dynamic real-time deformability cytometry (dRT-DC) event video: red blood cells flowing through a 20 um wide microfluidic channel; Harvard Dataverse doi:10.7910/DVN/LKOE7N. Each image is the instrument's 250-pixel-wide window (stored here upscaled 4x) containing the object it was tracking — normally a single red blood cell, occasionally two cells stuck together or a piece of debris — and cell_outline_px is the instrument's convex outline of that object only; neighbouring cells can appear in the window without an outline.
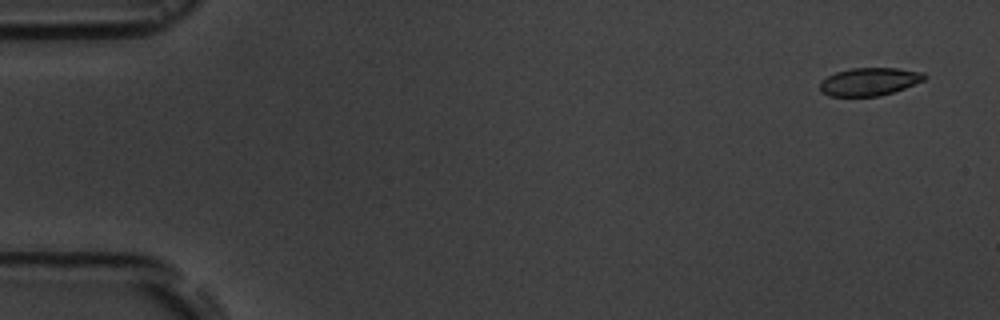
{"species": "common noctule bat (a hibernating species)", "species_latin": "Nyctalus noctula", "temperature_condition": "room temperature", "stored_images_in_passage": 5, "camera_frame_rate_fps": 3000, "um_per_image_px": 0.085, "animal": {"sex": "male", "body_mass_g": 19.5, "forearm_length_mm": 54.6}, "frame": {"image": 1, "passage_image": 1, "time_ms": 0.0, "image_size_px": [1000, 320], "cell_outline_px": [[928, 76], [924, 80], [904, 88], [880, 96], [828, 96], [820, 92], [820, 80], [836, 72], [852, 68], [896, 68], [924, 72]], "centroid_in_image_um": [73.88, 6.94], "position_along_channel_um": 11.1, "area_um2": 17.05}}
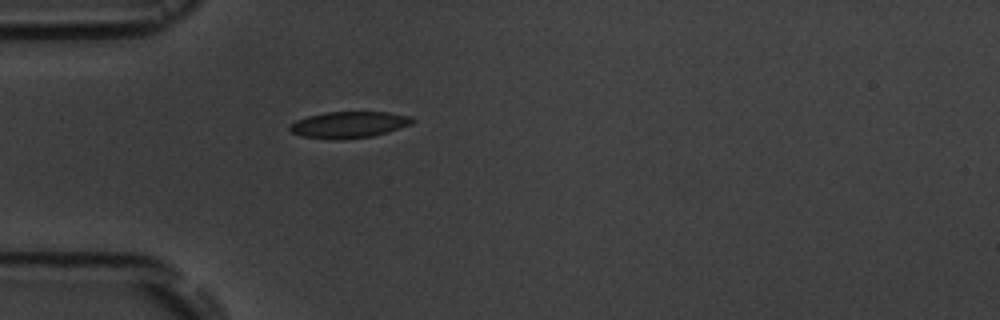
{"frame": {"image": 2, "passage_image": 5, "time_ms": 4.667, "image_size_px": [1000, 320], "cell_outline_px": [[416, 120], [412, 124], [388, 132], [372, 136], [336, 140], [332, 140], [300, 136], [292, 132], [288, 128], [296, 120], [308, 116], [328, 112], [388, 112], [408, 116]], "centroid_in_image_um": [29.66, 10.61], "position_along_channel_um": 55.3, "area_um2": 18.84}}